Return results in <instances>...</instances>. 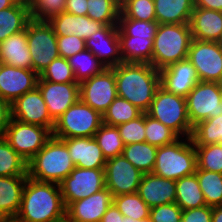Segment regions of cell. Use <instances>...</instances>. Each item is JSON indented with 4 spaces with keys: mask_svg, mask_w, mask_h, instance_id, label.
<instances>
[{
    "mask_svg": "<svg viewBox=\"0 0 222 222\" xmlns=\"http://www.w3.org/2000/svg\"><path fill=\"white\" fill-rule=\"evenodd\" d=\"M115 2H117L119 5H121L125 0H114Z\"/></svg>",
    "mask_w": 222,
    "mask_h": 222,
    "instance_id": "cell-59",
    "label": "cell"
},
{
    "mask_svg": "<svg viewBox=\"0 0 222 222\" xmlns=\"http://www.w3.org/2000/svg\"><path fill=\"white\" fill-rule=\"evenodd\" d=\"M52 137V131L40 125L26 124L11 118L4 138L27 162L33 158Z\"/></svg>",
    "mask_w": 222,
    "mask_h": 222,
    "instance_id": "cell-10",
    "label": "cell"
},
{
    "mask_svg": "<svg viewBox=\"0 0 222 222\" xmlns=\"http://www.w3.org/2000/svg\"><path fill=\"white\" fill-rule=\"evenodd\" d=\"M152 222H178L182 218V209L175 202L150 208Z\"/></svg>",
    "mask_w": 222,
    "mask_h": 222,
    "instance_id": "cell-47",
    "label": "cell"
},
{
    "mask_svg": "<svg viewBox=\"0 0 222 222\" xmlns=\"http://www.w3.org/2000/svg\"><path fill=\"white\" fill-rule=\"evenodd\" d=\"M105 187L113 196L137 193L143 173L123 155L106 160L104 168Z\"/></svg>",
    "mask_w": 222,
    "mask_h": 222,
    "instance_id": "cell-14",
    "label": "cell"
},
{
    "mask_svg": "<svg viewBox=\"0 0 222 222\" xmlns=\"http://www.w3.org/2000/svg\"><path fill=\"white\" fill-rule=\"evenodd\" d=\"M189 24L193 39L199 41L221 42V11L194 7Z\"/></svg>",
    "mask_w": 222,
    "mask_h": 222,
    "instance_id": "cell-24",
    "label": "cell"
},
{
    "mask_svg": "<svg viewBox=\"0 0 222 222\" xmlns=\"http://www.w3.org/2000/svg\"><path fill=\"white\" fill-rule=\"evenodd\" d=\"M145 142L161 147L174 143L180 137L163 123L145 113Z\"/></svg>",
    "mask_w": 222,
    "mask_h": 222,
    "instance_id": "cell-40",
    "label": "cell"
},
{
    "mask_svg": "<svg viewBox=\"0 0 222 222\" xmlns=\"http://www.w3.org/2000/svg\"><path fill=\"white\" fill-rule=\"evenodd\" d=\"M39 79L53 83L77 82L68 60L63 57L54 59L39 75Z\"/></svg>",
    "mask_w": 222,
    "mask_h": 222,
    "instance_id": "cell-44",
    "label": "cell"
},
{
    "mask_svg": "<svg viewBox=\"0 0 222 222\" xmlns=\"http://www.w3.org/2000/svg\"><path fill=\"white\" fill-rule=\"evenodd\" d=\"M57 44L60 57L65 59L86 49L85 40L76 35L57 36Z\"/></svg>",
    "mask_w": 222,
    "mask_h": 222,
    "instance_id": "cell-48",
    "label": "cell"
},
{
    "mask_svg": "<svg viewBox=\"0 0 222 222\" xmlns=\"http://www.w3.org/2000/svg\"><path fill=\"white\" fill-rule=\"evenodd\" d=\"M27 44L32 58V70L40 75L60 57L57 35L48 21L30 20L27 23Z\"/></svg>",
    "mask_w": 222,
    "mask_h": 222,
    "instance_id": "cell-8",
    "label": "cell"
},
{
    "mask_svg": "<svg viewBox=\"0 0 222 222\" xmlns=\"http://www.w3.org/2000/svg\"><path fill=\"white\" fill-rule=\"evenodd\" d=\"M145 113L173 130L179 137L192 136L193 127L184 97L170 93L159 86Z\"/></svg>",
    "mask_w": 222,
    "mask_h": 222,
    "instance_id": "cell-6",
    "label": "cell"
},
{
    "mask_svg": "<svg viewBox=\"0 0 222 222\" xmlns=\"http://www.w3.org/2000/svg\"><path fill=\"white\" fill-rule=\"evenodd\" d=\"M193 38L190 24H159L153 43L151 65L161 70L187 59Z\"/></svg>",
    "mask_w": 222,
    "mask_h": 222,
    "instance_id": "cell-4",
    "label": "cell"
},
{
    "mask_svg": "<svg viewBox=\"0 0 222 222\" xmlns=\"http://www.w3.org/2000/svg\"><path fill=\"white\" fill-rule=\"evenodd\" d=\"M182 218L186 222H212V207L206 205L182 210Z\"/></svg>",
    "mask_w": 222,
    "mask_h": 222,
    "instance_id": "cell-49",
    "label": "cell"
},
{
    "mask_svg": "<svg viewBox=\"0 0 222 222\" xmlns=\"http://www.w3.org/2000/svg\"><path fill=\"white\" fill-rule=\"evenodd\" d=\"M156 21H141L119 17L118 36H134L140 39H154L158 28Z\"/></svg>",
    "mask_w": 222,
    "mask_h": 222,
    "instance_id": "cell-41",
    "label": "cell"
},
{
    "mask_svg": "<svg viewBox=\"0 0 222 222\" xmlns=\"http://www.w3.org/2000/svg\"><path fill=\"white\" fill-rule=\"evenodd\" d=\"M178 222H186L183 218H181Z\"/></svg>",
    "mask_w": 222,
    "mask_h": 222,
    "instance_id": "cell-61",
    "label": "cell"
},
{
    "mask_svg": "<svg viewBox=\"0 0 222 222\" xmlns=\"http://www.w3.org/2000/svg\"><path fill=\"white\" fill-rule=\"evenodd\" d=\"M188 60L196 68L202 82H222V44L193 39Z\"/></svg>",
    "mask_w": 222,
    "mask_h": 222,
    "instance_id": "cell-11",
    "label": "cell"
},
{
    "mask_svg": "<svg viewBox=\"0 0 222 222\" xmlns=\"http://www.w3.org/2000/svg\"><path fill=\"white\" fill-rule=\"evenodd\" d=\"M87 16L104 25H118L120 5L114 0H87Z\"/></svg>",
    "mask_w": 222,
    "mask_h": 222,
    "instance_id": "cell-39",
    "label": "cell"
},
{
    "mask_svg": "<svg viewBox=\"0 0 222 222\" xmlns=\"http://www.w3.org/2000/svg\"><path fill=\"white\" fill-rule=\"evenodd\" d=\"M19 0H0V11L15 5Z\"/></svg>",
    "mask_w": 222,
    "mask_h": 222,
    "instance_id": "cell-55",
    "label": "cell"
},
{
    "mask_svg": "<svg viewBox=\"0 0 222 222\" xmlns=\"http://www.w3.org/2000/svg\"><path fill=\"white\" fill-rule=\"evenodd\" d=\"M0 222H20L16 217H3Z\"/></svg>",
    "mask_w": 222,
    "mask_h": 222,
    "instance_id": "cell-56",
    "label": "cell"
},
{
    "mask_svg": "<svg viewBox=\"0 0 222 222\" xmlns=\"http://www.w3.org/2000/svg\"><path fill=\"white\" fill-rule=\"evenodd\" d=\"M191 139L194 145L222 143V114L195 125Z\"/></svg>",
    "mask_w": 222,
    "mask_h": 222,
    "instance_id": "cell-36",
    "label": "cell"
},
{
    "mask_svg": "<svg viewBox=\"0 0 222 222\" xmlns=\"http://www.w3.org/2000/svg\"><path fill=\"white\" fill-rule=\"evenodd\" d=\"M133 222H152L151 218L148 217V218H145V219H142V220H134L133 219Z\"/></svg>",
    "mask_w": 222,
    "mask_h": 222,
    "instance_id": "cell-57",
    "label": "cell"
},
{
    "mask_svg": "<svg viewBox=\"0 0 222 222\" xmlns=\"http://www.w3.org/2000/svg\"><path fill=\"white\" fill-rule=\"evenodd\" d=\"M137 194L150 208L173 203L176 198V180L153 173L143 174Z\"/></svg>",
    "mask_w": 222,
    "mask_h": 222,
    "instance_id": "cell-22",
    "label": "cell"
},
{
    "mask_svg": "<svg viewBox=\"0 0 222 222\" xmlns=\"http://www.w3.org/2000/svg\"><path fill=\"white\" fill-rule=\"evenodd\" d=\"M66 208L74 201L87 198L105 188L104 169L76 167L59 184Z\"/></svg>",
    "mask_w": 222,
    "mask_h": 222,
    "instance_id": "cell-12",
    "label": "cell"
},
{
    "mask_svg": "<svg viewBox=\"0 0 222 222\" xmlns=\"http://www.w3.org/2000/svg\"><path fill=\"white\" fill-rule=\"evenodd\" d=\"M191 126L222 114V86L218 82L199 81L186 97Z\"/></svg>",
    "mask_w": 222,
    "mask_h": 222,
    "instance_id": "cell-9",
    "label": "cell"
},
{
    "mask_svg": "<svg viewBox=\"0 0 222 222\" xmlns=\"http://www.w3.org/2000/svg\"><path fill=\"white\" fill-rule=\"evenodd\" d=\"M124 145L145 142V112L117 126Z\"/></svg>",
    "mask_w": 222,
    "mask_h": 222,
    "instance_id": "cell-46",
    "label": "cell"
},
{
    "mask_svg": "<svg viewBox=\"0 0 222 222\" xmlns=\"http://www.w3.org/2000/svg\"><path fill=\"white\" fill-rule=\"evenodd\" d=\"M80 100L101 115L117 95L114 70L105 68L101 73L79 83Z\"/></svg>",
    "mask_w": 222,
    "mask_h": 222,
    "instance_id": "cell-13",
    "label": "cell"
},
{
    "mask_svg": "<svg viewBox=\"0 0 222 222\" xmlns=\"http://www.w3.org/2000/svg\"><path fill=\"white\" fill-rule=\"evenodd\" d=\"M114 70L117 95L146 112L160 86L159 70L151 64L121 62Z\"/></svg>",
    "mask_w": 222,
    "mask_h": 222,
    "instance_id": "cell-2",
    "label": "cell"
},
{
    "mask_svg": "<svg viewBox=\"0 0 222 222\" xmlns=\"http://www.w3.org/2000/svg\"><path fill=\"white\" fill-rule=\"evenodd\" d=\"M66 0H32L29 3L31 20L49 21L64 12Z\"/></svg>",
    "mask_w": 222,
    "mask_h": 222,
    "instance_id": "cell-45",
    "label": "cell"
},
{
    "mask_svg": "<svg viewBox=\"0 0 222 222\" xmlns=\"http://www.w3.org/2000/svg\"><path fill=\"white\" fill-rule=\"evenodd\" d=\"M175 203L178 204L182 210L206 206V201L200 189L196 174L176 180Z\"/></svg>",
    "mask_w": 222,
    "mask_h": 222,
    "instance_id": "cell-29",
    "label": "cell"
},
{
    "mask_svg": "<svg viewBox=\"0 0 222 222\" xmlns=\"http://www.w3.org/2000/svg\"><path fill=\"white\" fill-rule=\"evenodd\" d=\"M194 7L222 12V0H194Z\"/></svg>",
    "mask_w": 222,
    "mask_h": 222,
    "instance_id": "cell-53",
    "label": "cell"
},
{
    "mask_svg": "<svg viewBox=\"0 0 222 222\" xmlns=\"http://www.w3.org/2000/svg\"><path fill=\"white\" fill-rule=\"evenodd\" d=\"M11 118V104L0 96V137H4Z\"/></svg>",
    "mask_w": 222,
    "mask_h": 222,
    "instance_id": "cell-50",
    "label": "cell"
},
{
    "mask_svg": "<svg viewBox=\"0 0 222 222\" xmlns=\"http://www.w3.org/2000/svg\"><path fill=\"white\" fill-rule=\"evenodd\" d=\"M102 124V115L79 99L55 121L52 136L59 139L94 137Z\"/></svg>",
    "mask_w": 222,
    "mask_h": 222,
    "instance_id": "cell-7",
    "label": "cell"
},
{
    "mask_svg": "<svg viewBox=\"0 0 222 222\" xmlns=\"http://www.w3.org/2000/svg\"><path fill=\"white\" fill-rule=\"evenodd\" d=\"M61 140L66 144L71 160L76 167L105 168L106 158L94 137L64 138Z\"/></svg>",
    "mask_w": 222,
    "mask_h": 222,
    "instance_id": "cell-21",
    "label": "cell"
},
{
    "mask_svg": "<svg viewBox=\"0 0 222 222\" xmlns=\"http://www.w3.org/2000/svg\"><path fill=\"white\" fill-rule=\"evenodd\" d=\"M197 169L222 174V143L195 145Z\"/></svg>",
    "mask_w": 222,
    "mask_h": 222,
    "instance_id": "cell-42",
    "label": "cell"
},
{
    "mask_svg": "<svg viewBox=\"0 0 222 222\" xmlns=\"http://www.w3.org/2000/svg\"><path fill=\"white\" fill-rule=\"evenodd\" d=\"M207 206H222V174L202 169L195 172Z\"/></svg>",
    "mask_w": 222,
    "mask_h": 222,
    "instance_id": "cell-34",
    "label": "cell"
},
{
    "mask_svg": "<svg viewBox=\"0 0 222 222\" xmlns=\"http://www.w3.org/2000/svg\"><path fill=\"white\" fill-rule=\"evenodd\" d=\"M48 23L57 36L76 35L83 40L89 39L93 33L105 26L87 15L79 16L68 12H62L52 17Z\"/></svg>",
    "mask_w": 222,
    "mask_h": 222,
    "instance_id": "cell-23",
    "label": "cell"
},
{
    "mask_svg": "<svg viewBox=\"0 0 222 222\" xmlns=\"http://www.w3.org/2000/svg\"><path fill=\"white\" fill-rule=\"evenodd\" d=\"M87 6V0H66L64 12L79 16L87 15Z\"/></svg>",
    "mask_w": 222,
    "mask_h": 222,
    "instance_id": "cell-51",
    "label": "cell"
},
{
    "mask_svg": "<svg viewBox=\"0 0 222 222\" xmlns=\"http://www.w3.org/2000/svg\"><path fill=\"white\" fill-rule=\"evenodd\" d=\"M158 147L147 142L124 145L122 155L140 172H153Z\"/></svg>",
    "mask_w": 222,
    "mask_h": 222,
    "instance_id": "cell-31",
    "label": "cell"
},
{
    "mask_svg": "<svg viewBox=\"0 0 222 222\" xmlns=\"http://www.w3.org/2000/svg\"><path fill=\"white\" fill-rule=\"evenodd\" d=\"M11 117L22 123L43 126L51 131L55 126L38 87L23 94L11 104Z\"/></svg>",
    "mask_w": 222,
    "mask_h": 222,
    "instance_id": "cell-15",
    "label": "cell"
},
{
    "mask_svg": "<svg viewBox=\"0 0 222 222\" xmlns=\"http://www.w3.org/2000/svg\"><path fill=\"white\" fill-rule=\"evenodd\" d=\"M16 218L20 222H63L66 220L60 185L27 178L21 207Z\"/></svg>",
    "mask_w": 222,
    "mask_h": 222,
    "instance_id": "cell-1",
    "label": "cell"
},
{
    "mask_svg": "<svg viewBox=\"0 0 222 222\" xmlns=\"http://www.w3.org/2000/svg\"><path fill=\"white\" fill-rule=\"evenodd\" d=\"M37 87L54 121L80 99L78 82L53 83L38 79Z\"/></svg>",
    "mask_w": 222,
    "mask_h": 222,
    "instance_id": "cell-16",
    "label": "cell"
},
{
    "mask_svg": "<svg viewBox=\"0 0 222 222\" xmlns=\"http://www.w3.org/2000/svg\"><path fill=\"white\" fill-rule=\"evenodd\" d=\"M0 176H28L27 161L0 137Z\"/></svg>",
    "mask_w": 222,
    "mask_h": 222,
    "instance_id": "cell-33",
    "label": "cell"
},
{
    "mask_svg": "<svg viewBox=\"0 0 222 222\" xmlns=\"http://www.w3.org/2000/svg\"><path fill=\"white\" fill-rule=\"evenodd\" d=\"M100 222H124V216L120 213L117 207L112 203L102 216Z\"/></svg>",
    "mask_w": 222,
    "mask_h": 222,
    "instance_id": "cell-52",
    "label": "cell"
},
{
    "mask_svg": "<svg viewBox=\"0 0 222 222\" xmlns=\"http://www.w3.org/2000/svg\"><path fill=\"white\" fill-rule=\"evenodd\" d=\"M0 63L32 69V58L27 44V26L25 30L0 42Z\"/></svg>",
    "mask_w": 222,
    "mask_h": 222,
    "instance_id": "cell-25",
    "label": "cell"
},
{
    "mask_svg": "<svg viewBox=\"0 0 222 222\" xmlns=\"http://www.w3.org/2000/svg\"><path fill=\"white\" fill-rule=\"evenodd\" d=\"M85 44L86 49L91 51L106 68L117 66L123 62L118 25H105L85 40Z\"/></svg>",
    "mask_w": 222,
    "mask_h": 222,
    "instance_id": "cell-18",
    "label": "cell"
},
{
    "mask_svg": "<svg viewBox=\"0 0 222 222\" xmlns=\"http://www.w3.org/2000/svg\"><path fill=\"white\" fill-rule=\"evenodd\" d=\"M158 24L190 23L194 0H153Z\"/></svg>",
    "mask_w": 222,
    "mask_h": 222,
    "instance_id": "cell-27",
    "label": "cell"
},
{
    "mask_svg": "<svg viewBox=\"0 0 222 222\" xmlns=\"http://www.w3.org/2000/svg\"><path fill=\"white\" fill-rule=\"evenodd\" d=\"M78 83L101 73L106 66L88 49H85L68 59Z\"/></svg>",
    "mask_w": 222,
    "mask_h": 222,
    "instance_id": "cell-32",
    "label": "cell"
},
{
    "mask_svg": "<svg viewBox=\"0 0 222 222\" xmlns=\"http://www.w3.org/2000/svg\"><path fill=\"white\" fill-rule=\"evenodd\" d=\"M142 113L143 111L138 107L117 96L102 115V121L103 124L117 127L122 123L135 119Z\"/></svg>",
    "mask_w": 222,
    "mask_h": 222,
    "instance_id": "cell-35",
    "label": "cell"
},
{
    "mask_svg": "<svg viewBox=\"0 0 222 222\" xmlns=\"http://www.w3.org/2000/svg\"><path fill=\"white\" fill-rule=\"evenodd\" d=\"M124 222H133V218L124 217Z\"/></svg>",
    "mask_w": 222,
    "mask_h": 222,
    "instance_id": "cell-58",
    "label": "cell"
},
{
    "mask_svg": "<svg viewBox=\"0 0 222 222\" xmlns=\"http://www.w3.org/2000/svg\"><path fill=\"white\" fill-rule=\"evenodd\" d=\"M159 74L162 88L184 98L200 81L196 68L188 58L162 68Z\"/></svg>",
    "mask_w": 222,
    "mask_h": 222,
    "instance_id": "cell-19",
    "label": "cell"
},
{
    "mask_svg": "<svg viewBox=\"0 0 222 222\" xmlns=\"http://www.w3.org/2000/svg\"><path fill=\"white\" fill-rule=\"evenodd\" d=\"M28 176H0V218L16 217Z\"/></svg>",
    "mask_w": 222,
    "mask_h": 222,
    "instance_id": "cell-26",
    "label": "cell"
},
{
    "mask_svg": "<svg viewBox=\"0 0 222 222\" xmlns=\"http://www.w3.org/2000/svg\"><path fill=\"white\" fill-rule=\"evenodd\" d=\"M112 203L113 195L105 187L87 198L72 202L66 208V220L68 222H100Z\"/></svg>",
    "mask_w": 222,
    "mask_h": 222,
    "instance_id": "cell-20",
    "label": "cell"
},
{
    "mask_svg": "<svg viewBox=\"0 0 222 222\" xmlns=\"http://www.w3.org/2000/svg\"><path fill=\"white\" fill-rule=\"evenodd\" d=\"M74 168L66 144L54 136L27 162L28 177L56 184H60Z\"/></svg>",
    "mask_w": 222,
    "mask_h": 222,
    "instance_id": "cell-3",
    "label": "cell"
},
{
    "mask_svg": "<svg viewBox=\"0 0 222 222\" xmlns=\"http://www.w3.org/2000/svg\"><path fill=\"white\" fill-rule=\"evenodd\" d=\"M123 62L151 64L154 39L119 36Z\"/></svg>",
    "mask_w": 222,
    "mask_h": 222,
    "instance_id": "cell-30",
    "label": "cell"
},
{
    "mask_svg": "<svg viewBox=\"0 0 222 222\" xmlns=\"http://www.w3.org/2000/svg\"><path fill=\"white\" fill-rule=\"evenodd\" d=\"M31 20L29 4L18 1L15 5L0 11V42L26 29Z\"/></svg>",
    "mask_w": 222,
    "mask_h": 222,
    "instance_id": "cell-28",
    "label": "cell"
},
{
    "mask_svg": "<svg viewBox=\"0 0 222 222\" xmlns=\"http://www.w3.org/2000/svg\"><path fill=\"white\" fill-rule=\"evenodd\" d=\"M119 17H127L141 21H156L153 0H125L120 5Z\"/></svg>",
    "mask_w": 222,
    "mask_h": 222,
    "instance_id": "cell-43",
    "label": "cell"
},
{
    "mask_svg": "<svg viewBox=\"0 0 222 222\" xmlns=\"http://www.w3.org/2000/svg\"><path fill=\"white\" fill-rule=\"evenodd\" d=\"M113 203L124 217L142 220L149 217L150 207L137 193L113 196Z\"/></svg>",
    "mask_w": 222,
    "mask_h": 222,
    "instance_id": "cell-38",
    "label": "cell"
},
{
    "mask_svg": "<svg viewBox=\"0 0 222 222\" xmlns=\"http://www.w3.org/2000/svg\"><path fill=\"white\" fill-rule=\"evenodd\" d=\"M39 75L32 69L0 63V96L12 104L23 94L37 87Z\"/></svg>",
    "mask_w": 222,
    "mask_h": 222,
    "instance_id": "cell-17",
    "label": "cell"
},
{
    "mask_svg": "<svg viewBox=\"0 0 222 222\" xmlns=\"http://www.w3.org/2000/svg\"><path fill=\"white\" fill-rule=\"evenodd\" d=\"M212 222H222V206L212 207Z\"/></svg>",
    "mask_w": 222,
    "mask_h": 222,
    "instance_id": "cell-54",
    "label": "cell"
},
{
    "mask_svg": "<svg viewBox=\"0 0 222 222\" xmlns=\"http://www.w3.org/2000/svg\"><path fill=\"white\" fill-rule=\"evenodd\" d=\"M20 1L29 4L32 0H20Z\"/></svg>",
    "mask_w": 222,
    "mask_h": 222,
    "instance_id": "cell-60",
    "label": "cell"
},
{
    "mask_svg": "<svg viewBox=\"0 0 222 222\" xmlns=\"http://www.w3.org/2000/svg\"><path fill=\"white\" fill-rule=\"evenodd\" d=\"M197 154L191 137H180L174 143L158 147L153 174L170 180L195 174Z\"/></svg>",
    "mask_w": 222,
    "mask_h": 222,
    "instance_id": "cell-5",
    "label": "cell"
},
{
    "mask_svg": "<svg viewBox=\"0 0 222 222\" xmlns=\"http://www.w3.org/2000/svg\"><path fill=\"white\" fill-rule=\"evenodd\" d=\"M103 156L107 159L122 155L124 143L116 126L102 124L94 135Z\"/></svg>",
    "mask_w": 222,
    "mask_h": 222,
    "instance_id": "cell-37",
    "label": "cell"
}]
</instances>
